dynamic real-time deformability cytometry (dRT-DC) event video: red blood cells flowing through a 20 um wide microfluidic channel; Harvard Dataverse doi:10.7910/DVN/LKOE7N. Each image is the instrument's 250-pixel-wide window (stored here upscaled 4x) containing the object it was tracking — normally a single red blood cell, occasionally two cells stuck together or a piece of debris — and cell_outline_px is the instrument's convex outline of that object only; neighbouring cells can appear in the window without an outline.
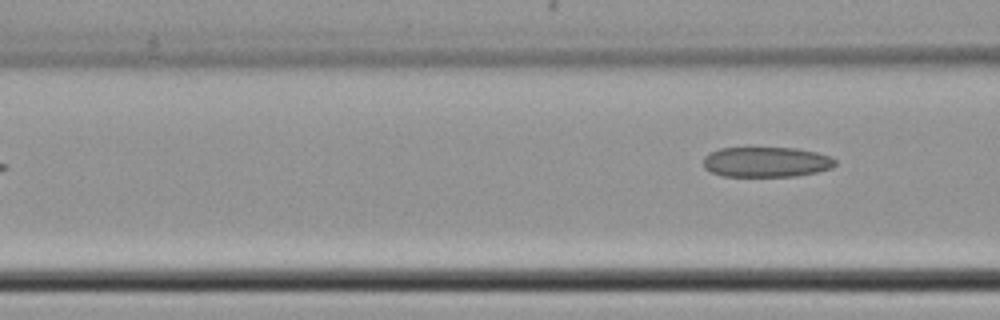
{"species": "common noctule bat (a hibernating species)", "species_latin": "Nyctalus noctula", "temperature_condition": "cold", "stored_images_in_passage": 5, "camera_frame_rate_fps": 3000, "um_per_image_px": 0.085, "animal": {"sex": "female", "body_mass_g": 22.7, "forearm_length_mm": 54.2}, "frame": {"image": 1, "passage_image": 5, "time_ms": 5.667, "image_size_px": [1000, 320], "cell_outline_px": [[836, 164], [832, 168], [816, 172], [796, 176], [724, 176], [712, 172], [704, 168], [704, 156], [720, 148], [796, 148], [816, 152], [832, 156], [836, 160]], "centroid_in_image_um": [65.17, 13.77], "position_along_channel_um": 101.4, "area_um2": 23.18}}